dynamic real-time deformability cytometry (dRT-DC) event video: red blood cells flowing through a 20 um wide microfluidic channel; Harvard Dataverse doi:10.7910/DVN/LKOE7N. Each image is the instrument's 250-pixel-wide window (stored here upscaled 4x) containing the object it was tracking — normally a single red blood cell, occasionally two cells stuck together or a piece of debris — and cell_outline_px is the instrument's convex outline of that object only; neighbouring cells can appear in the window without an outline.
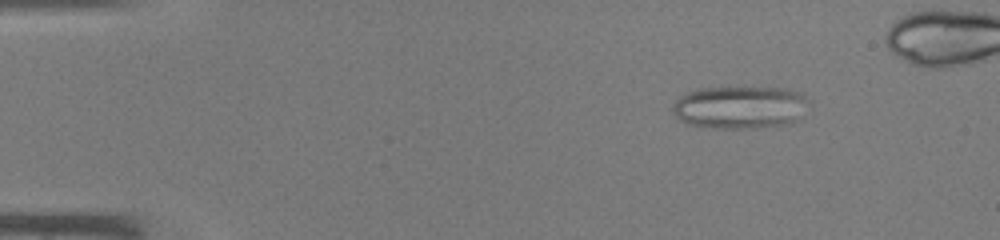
{"species": "common noctule bat (a hibernating species)", "species_latin": "Nyctalus noctula", "temperature_condition": "warm", "stored_images_in_passage": 37, "segment_of_instrument_passage": [1, 3], "camera_frame_rate_fps": 3000, "um_per_image_px": 0.085, "animal": {"sex": "male", "body_mass_g": 19.0, "forearm_length_mm": 50.8}, "frame": {"image": 1, "passage_image": 2, "time_ms": 0.333, "image_size_px": [1000, 240], "cell_outline_px": [[808, 100], [804, 116], [796, 120], [780, 124], [752, 128], [712, 128], [692, 124], [680, 120], [672, 112], [672, 108], [676, 100], [680, 96], [696, 88], [784, 88], [800, 92]], "centroid_in_image_um": [62.89, 9.11], "position_along_channel_um": 22.1, "area_um2": 33.64}}